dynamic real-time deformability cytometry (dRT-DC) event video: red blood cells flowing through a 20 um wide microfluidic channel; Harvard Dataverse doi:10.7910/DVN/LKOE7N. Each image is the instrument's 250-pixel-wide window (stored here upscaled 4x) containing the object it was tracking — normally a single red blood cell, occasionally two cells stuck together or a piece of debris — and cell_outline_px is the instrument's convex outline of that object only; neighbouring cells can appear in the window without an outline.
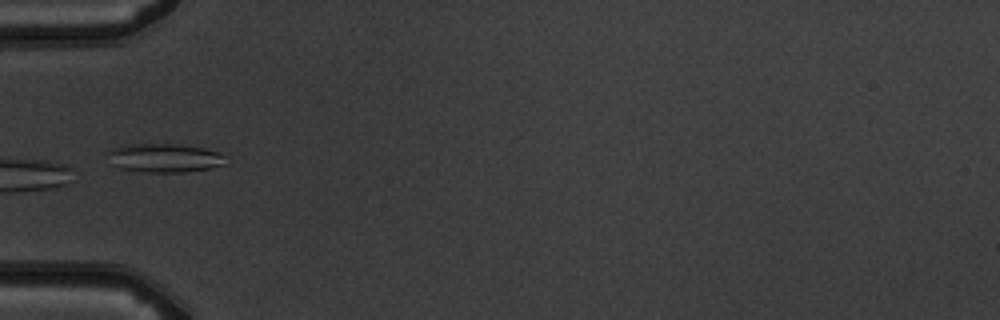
{"species": "common noctule bat (a hibernating species)", "species_latin": "Nyctalus noctula", "temperature_condition": "warm", "stored_images_in_passage": 7, "camera_frame_rate_fps": 3000, "um_per_image_px": 0.085, "animal": {"sex": "male", "body_mass_g": 19.5, "forearm_length_mm": 54.6}, "frame": {"image": 1, "passage_image": 6, "time_ms": 6.0, "image_size_px": [1000, 320], "cell_outline_px": [[228, 164], [212, 168], [184, 172], [144, 172], [120, 168], [112, 164], [108, 152], [112, 148], [120, 144], [176, 144], [200, 148], [216, 152], [224, 156]], "centroid_in_image_um": [13.97, 13.43], "position_along_channel_um": 71.0, "area_um2": 19.71}}
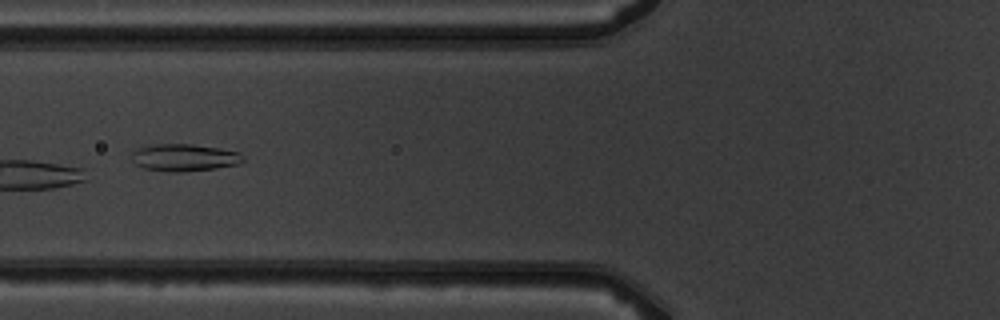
{"frame": {"image": 2, "passage_image": 7, "time_ms": 7.0, "image_size_px": [1000, 320], "cell_outline_px": [[244, 160], [240, 164], [216, 168], [180, 172], [168, 172], [144, 168], [136, 164], [132, 160], [132, 152], [136, 148], [156, 144], [192, 144], [220, 148], [240, 152], [244, 156]], "centroid_in_image_um": [15.69, 13.39], "position_along_channel_um": 110.1, "area_um2": 17.8}}